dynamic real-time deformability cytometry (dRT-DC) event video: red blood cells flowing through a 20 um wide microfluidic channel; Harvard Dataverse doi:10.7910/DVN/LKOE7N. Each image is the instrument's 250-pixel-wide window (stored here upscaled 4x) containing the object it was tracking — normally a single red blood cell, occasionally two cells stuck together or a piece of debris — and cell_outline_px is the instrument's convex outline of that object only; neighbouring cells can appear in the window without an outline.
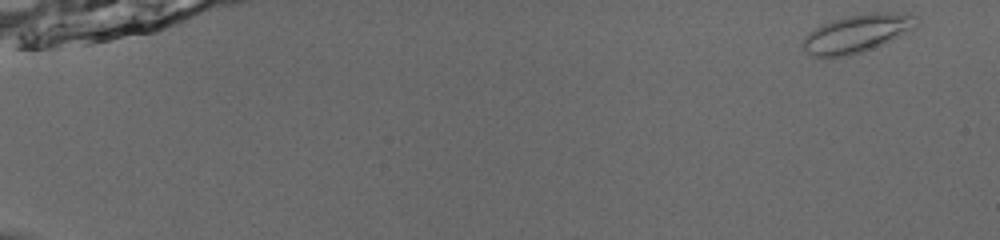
{"species": "common noctule bat (a hibernating species)", "species_latin": "Nyctalus noctula", "temperature_condition": "room temperature", "stored_images_in_passage": 22, "camera_frame_rate_fps": 3000, "um_per_image_px": 0.085, "animal": {"sex": "male", "body_mass_g": 13.0, "forearm_length_mm": 53.1}, "frame": {"image": 1, "passage_image": 1, "time_ms": 0.0, "image_size_px": [1000, 240], "cell_outline_px": [[920, 20], [916, 28], [880, 44], [860, 52], [844, 56], [812, 56], [804, 48], [804, 36], [808, 32], [820, 24], [832, 20], [848, 16], [876, 12], [908, 12], [916, 16]], "centroid_in_image_um": [72.89, 2.8], "position_along_channel_um": 12.1, "area_um2": 24.85}}
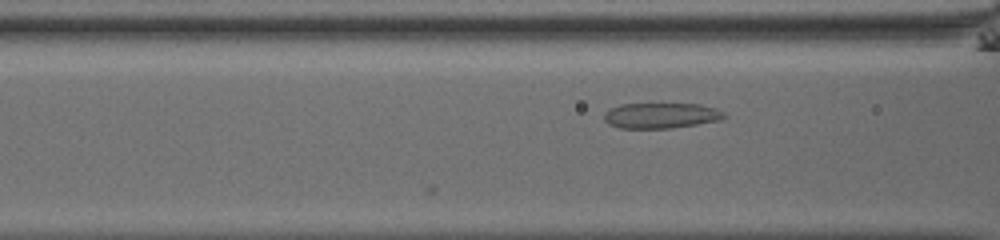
{"frame": {"image": 2, "passage_image": 22, "time_ms": 7.0, "image_size_px": [1000, 240], "cell_outline_px": [[728, 116], [720, 120], [672, 128], [620, 128], [608, 124], [604, 120], [604, 112], [620, 104], [700, 104], [716, 108], [724, 112]], "centroid_in_image_um": [56.2, 9.82], "position_along_channel_um": 110.4, "area_um2": 17.86}}